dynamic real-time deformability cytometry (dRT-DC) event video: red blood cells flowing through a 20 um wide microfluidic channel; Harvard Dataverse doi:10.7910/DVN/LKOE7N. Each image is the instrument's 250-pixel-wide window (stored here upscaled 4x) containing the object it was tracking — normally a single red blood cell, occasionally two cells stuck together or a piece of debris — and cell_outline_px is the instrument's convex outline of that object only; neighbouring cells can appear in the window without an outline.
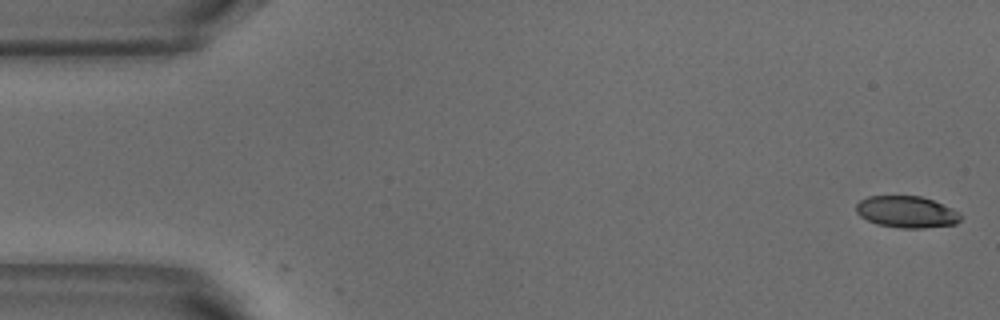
{"species": "common noctule bat (a hibernating species)", "species_latin": "Nyctalus noctula", "temperature_condition": "warm", "stored_images_in_passage": 5, "camera_frame_rate_fps": 3000, "um_per_image_px": 0.085, "animal": {"sex": "male", "body_mass_g": 18.8}, "frame": {"image": 1, "passage_image": 1, "time_ms": 0.0, "image_size_px": [1000, 320], "cell_outline_px": [[960, 220], [956, 224], [924, 228], [900, 228], [876, 224], [860, 216], [856, 212], [856, 204], [860, 200], [868, 196], [920, 196], [932, 200], [952, 208], [960, 212]], "centroid_in_image_um": [77.05, 18.01], "position_along_channel_um": 7.9, "area_um2": 19.31}}